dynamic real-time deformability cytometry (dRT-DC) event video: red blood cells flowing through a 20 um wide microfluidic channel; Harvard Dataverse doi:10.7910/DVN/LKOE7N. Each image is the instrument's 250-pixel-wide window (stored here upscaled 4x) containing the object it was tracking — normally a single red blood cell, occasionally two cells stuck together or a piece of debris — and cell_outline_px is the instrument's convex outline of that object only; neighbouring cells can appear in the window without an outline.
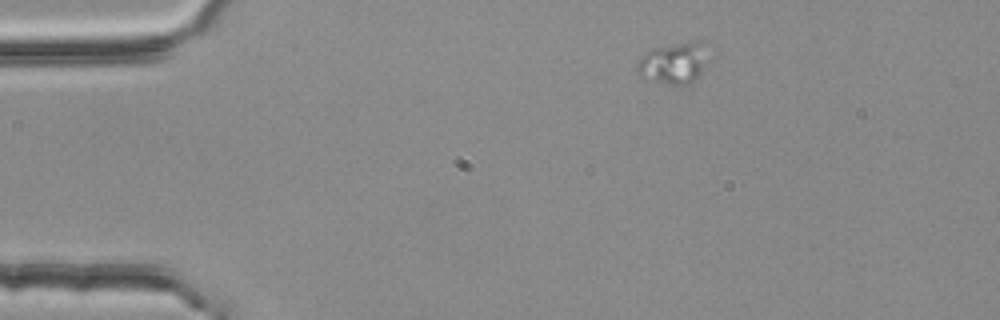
{"species": "common noctule bat (a hibernating species)", "species_latin": "Nyctalus noctula", "temperature_condition": "room temperature", "stored_images_in_passage": 2, "camera_frame_rate_fps": 3000, "um_per_image_px": 0.085, "animal": {"sex": "female", "body_mass_g": 25.1}, "frame": {"image": 1, "passage_image": 1, "time_ms": 0.0, "image_size_px": [1000, 320], "cell_outline_px": [[700, 72], [692, 84], [668, 84], [652, 80], [640, 76], [636, 72], [636, 68], [640, 60], [652, 48], [692, 40], [700, 64]], "centroid_in_image_um": [57.03, 5.44], "position_along_channel_um": 28.0, "area_um2": 15.2}}